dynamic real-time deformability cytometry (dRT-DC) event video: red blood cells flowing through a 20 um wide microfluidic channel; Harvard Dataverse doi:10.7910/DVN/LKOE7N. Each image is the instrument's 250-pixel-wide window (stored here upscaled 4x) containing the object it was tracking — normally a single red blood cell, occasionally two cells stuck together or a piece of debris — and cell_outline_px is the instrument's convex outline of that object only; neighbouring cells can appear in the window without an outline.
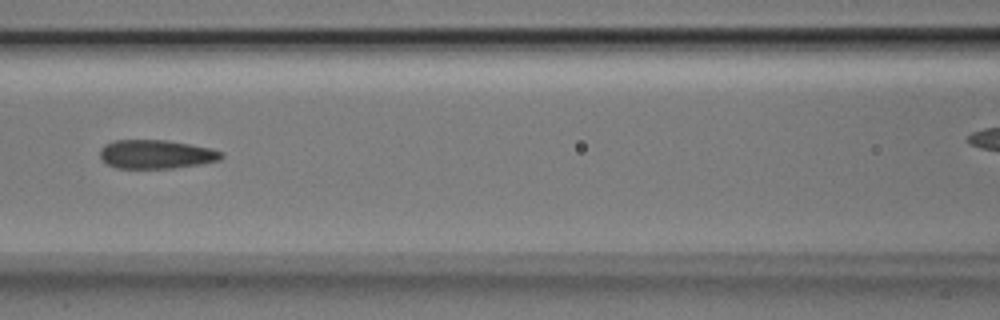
{"species": "Egyptian fruit bat (a non-hibernating species)", "species_latin": "Rousettus aegyptiacus", "temperature_condition": "room temperature", "stored_images_in_passage": 6, "segment_of_instrument_passage": [1, 2], "camera_frame_rate_fps": 3000, "um_per_image_px": 0.085, "animal": {"sex": "male"}, "frame": {"image": 1, "passage_image": 5, "time_ms": 1.333, "image_size_px": [1000, 320], "cell_outline_px": [[224, 156], [220, 160], [200, 164], [172, 168], [116, 168], [104, 164], [100, 156], [100, 148], [104, 144], [112, 140], [164, 140], [188, 144], [208, 148], [224, 152]], "centroid_in_image_um": [13.22, 13.11], "position_along_channel_um": 153.4, "area_um2": 20.46}}